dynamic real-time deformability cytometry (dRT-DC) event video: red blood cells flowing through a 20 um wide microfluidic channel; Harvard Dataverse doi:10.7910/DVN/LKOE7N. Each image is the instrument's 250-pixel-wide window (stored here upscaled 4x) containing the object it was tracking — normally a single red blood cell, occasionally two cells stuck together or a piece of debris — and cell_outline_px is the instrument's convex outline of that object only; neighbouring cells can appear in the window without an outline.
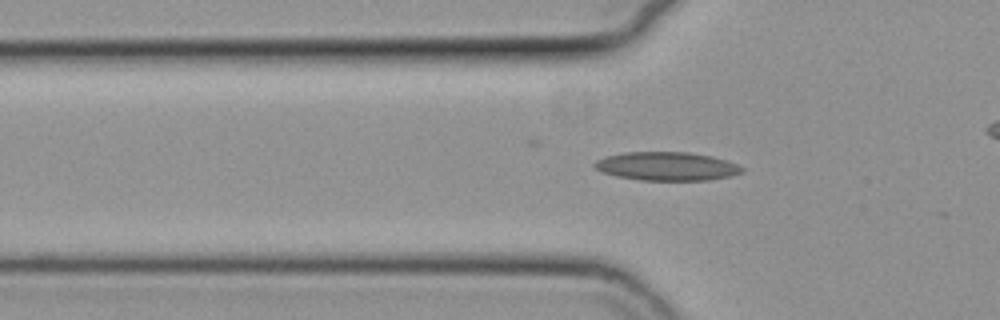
{"species": "common noctule bat (a hibernating species)", "species_latin": "Nyctalus noctula", "temperature_condition": "cold", "stored_images_in_passage": 48, "camera_frame_rate_fps": 3000, "um_per_image_px": 0.085, "animal": {"sex": "female", "body_mass_g": 19.3, "forearm_length_mm": 54.1}, "frame": {"image": 1, "passage_image": 18, "time_ms": 5.667, "image_size_px": [1000, 320], "cell_outline_px": [[744, 172], [728, 176], [708, 180], [640, 180], [616, 176], [600, 172], [592, 164], [596, 160], [604, 156], [624, 152], [688, 152], [712, 156], [736, 164], [744, 168]], "centroid_in_image_um": [56.62, 14.13], "position_along_channel_um": 69.2, "area_um2": 24.57}}
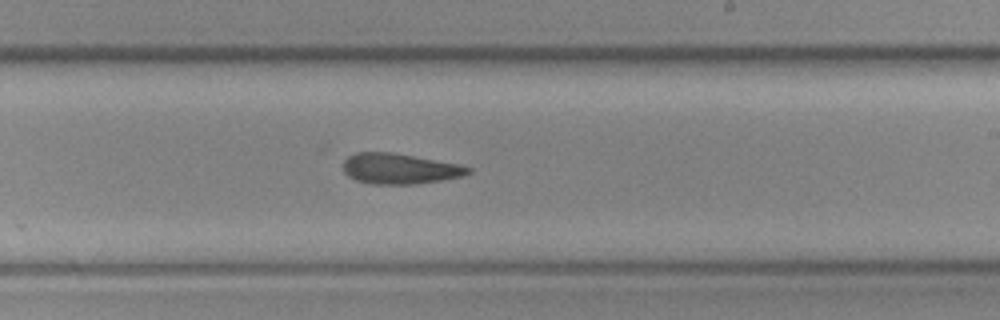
{"frame": {"image": 2, "passage_image": 33, "time_ms": 10.667, "image_size_px": [1000, 320], "cell_outline_px": [[472, 172], [464, 176], [416, 184], [372, 184], [356, 180], [348, 176], [344, 172], [344, 160], [348, 156], [356, 152], [392, 152], [460, 164], [472, 168]], "centroid_in_image_um": [33.99, 14.33], "position_along_channel_um": 255.0, "area_um2": 22.31}}
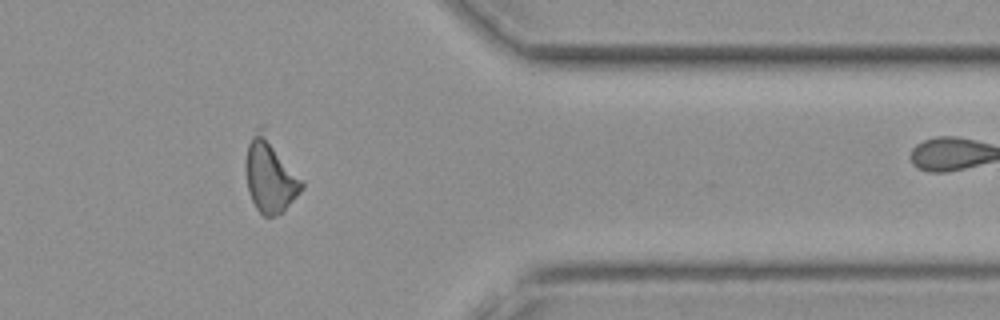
{"frame": {"image": 3, "passage_image": 45, "time_ms": 14.667, "image_size_px": [1000, 320], "cell_outline_px": [[304, 188], [284, 212], [276, 216], [264, 216], [256, 208], [252, 200], [248, 188], [244, 168], [244, 164], [248, 144], [256, 128], [260, 124], [264, 124], [304, 184]], "centroid_in_image_um": [22.95, 14.85], "position_along_channel_um": 388.4, "area_um2": 24.85}}